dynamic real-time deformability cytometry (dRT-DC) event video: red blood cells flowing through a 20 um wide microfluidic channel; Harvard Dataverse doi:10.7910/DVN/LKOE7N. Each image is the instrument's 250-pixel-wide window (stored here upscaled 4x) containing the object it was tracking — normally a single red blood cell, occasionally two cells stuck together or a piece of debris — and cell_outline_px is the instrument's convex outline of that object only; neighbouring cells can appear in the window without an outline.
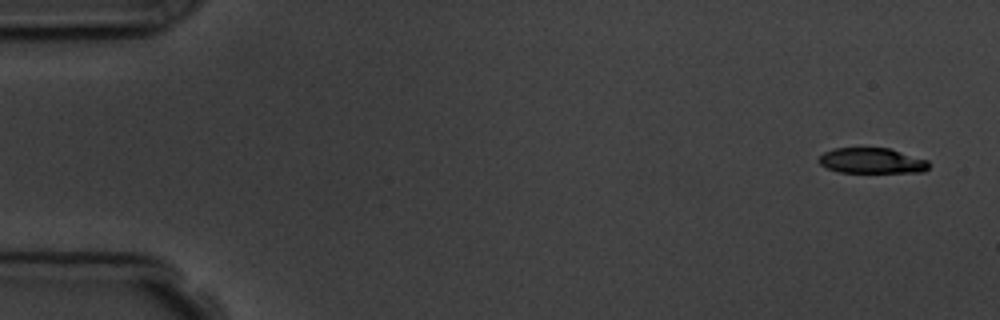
{"species": "common noctule bat (a hibernating species)", "species_latin": "Nyctalus noctula", "temperature_condition": "room temperature", "stored_images_in_passage": 4, "camera_frame_rate_fps": 3000, "um_per_image_px": 0.085, "animal": {"sex": "male", "body_mass_g": 19.5, "forearm_length_mm": 54.6}, "frame": {"image": 1, "passage_image": 1, "time_ms": 0.0, "image_size_px": [1000, 320], "cell_outline_px": [[928, 168], [924, 172], [840, 172], [828, 168], [820, 164], [816, 160], [824, 152], [832, 148], [888, 148], [928, 160]], "centroid_in_image_um": [74.08, 13.66], "position_along_channel_um": 10.9, "area_um2": 16.24}}
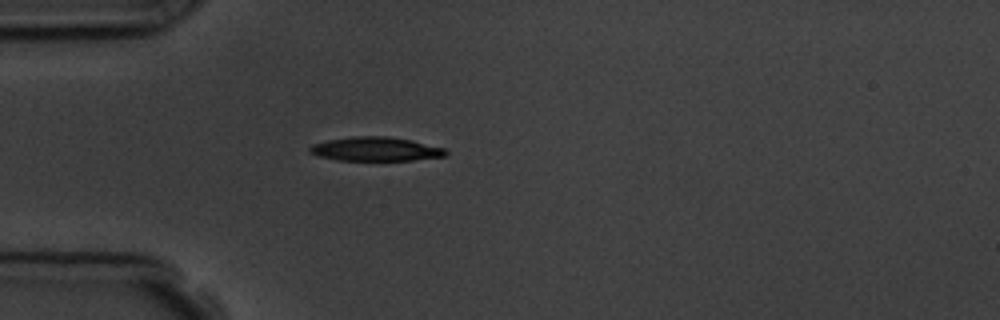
{"frame": {"image": 2, "passage_image": 4, "time_ms": 4.333, "image_size_px": [1000, 320], "cell_outline_px": [[448, 152], [444, 156], [412, 160], [336, 160], [320, 156], [308, 152], [308, 148], [312, 144], [328, 140], [352, 136], [388, 136], [412, 140], [444, 148]], "centroid_in_image_um": [31.9, 12.66], "position_along_channel_um": 53.1, "area_um2": 18.96}}